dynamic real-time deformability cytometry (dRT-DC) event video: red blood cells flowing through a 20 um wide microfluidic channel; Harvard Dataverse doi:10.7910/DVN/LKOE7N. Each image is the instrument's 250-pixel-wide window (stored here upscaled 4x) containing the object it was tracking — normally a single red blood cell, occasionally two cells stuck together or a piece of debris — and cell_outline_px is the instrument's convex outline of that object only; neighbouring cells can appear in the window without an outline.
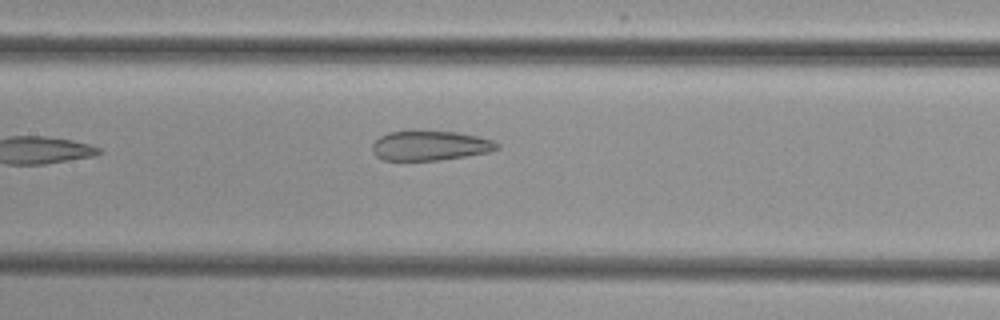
{"species": "common noctule bat (a hibernating species)", "species_latin": "Nyctalus noctula", "temperature_condition": "cold", "stored_images_in_passage": 7, "camera_frame_rate_fps": 3000, "um_per_image_px": 0.085, "animal": {"sex": "female", "body_mass_g": 29.2, "forearm_length_mm": 56.3}, "frame": {"image": 1, "passage_image": 7, "time_ms": 8.0, "image_size_px": [1000, 320], "cell_outline_px": [[500, 148], [492, 152], [436, 160], [384, 160], [376, 156], [372, 152], [372, 144], [380, 136], [388, 132], [456, 132], [476, 136], [492, 140], [500, 144]], "centroid_in_image_um": [36.57, 12.39], "position_along_channel_um": 170.8, "area_um2": 21.27}}